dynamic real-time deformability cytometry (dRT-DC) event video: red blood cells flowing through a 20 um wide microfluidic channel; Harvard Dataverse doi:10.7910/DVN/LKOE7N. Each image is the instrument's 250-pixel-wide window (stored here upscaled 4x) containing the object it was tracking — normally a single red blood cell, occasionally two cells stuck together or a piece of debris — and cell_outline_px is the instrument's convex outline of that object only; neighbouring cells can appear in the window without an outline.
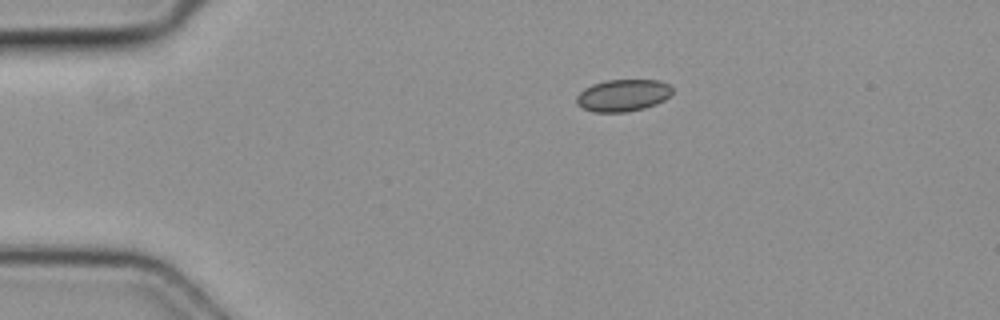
{"species": "common noctule bat (a hibernating species)", "species_latin": "Nyctalus noctula", "temperature_condition": "cold", "stored_images_in_passage": 2, "camera_frame_rate_fps": 3000, "um_per_image_px": 0.085, "animal": {"sex": "female", "body_mass_g": 19.3, "forearm_length_mm": 54.1}, "frame": {"image": 1, "passage_image": 1, "time_ms": 0.0, "image_size_px": [1000, 320], "cell_outline_px": [[672, 92], [664, 100], [656, 104], [644, 108], [624, 112], [592, 112], [576, 104], [576, 96], [584, 88], [592, 84], [608, 80], [660, 80], [668, 84], [672, 88]], "centroid_in_image_um": [52.93, 8.1], "position_along_channel_um": 32.1, "area_um2": 17.86}}